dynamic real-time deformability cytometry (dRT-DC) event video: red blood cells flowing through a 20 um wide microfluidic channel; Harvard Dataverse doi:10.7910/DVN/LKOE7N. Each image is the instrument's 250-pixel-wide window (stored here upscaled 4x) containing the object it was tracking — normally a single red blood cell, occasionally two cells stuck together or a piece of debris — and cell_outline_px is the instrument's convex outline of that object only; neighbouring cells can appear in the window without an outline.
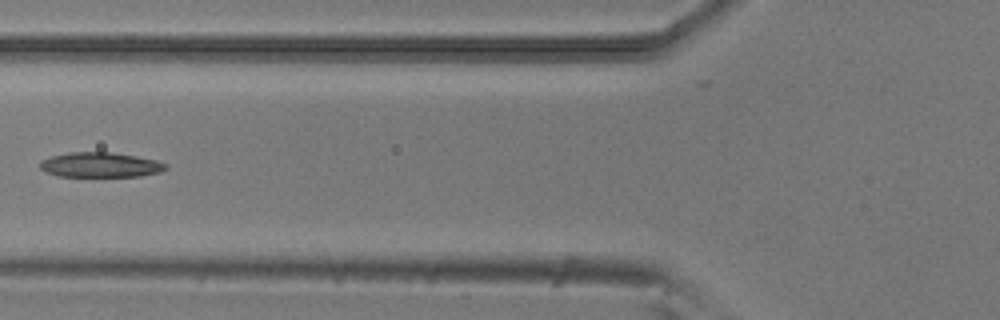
{"species": "common noctule bat (a hibernating species)", "species_latin": "Nyctalus noctula", "temperature_condition": "room temperature", "stored_images_in_passage": 8, "camera_frame_rate_fps": 3000, "um_per_image_px": 0.085, "animal": {"sex": "male", "body_mass_g": 20.5, "forearm_length_mm": 52.5}, "frame": {"image": 1, "passage_image": 6, "time_ms": 1.667, "image_size_px": [1000, 320], "cell_outline_px": [[168, 168], [160, 172], [140, 176], [56, 176], [40, 168], [40, 160], [52, 156], [68, 152], [112, 152], [136, 156], [156, 160], [168, 164]], "centroid_in_image_um": [8.55, 14.01], "position_along_channel_um": 117.3, "area_um2": 18.26}}